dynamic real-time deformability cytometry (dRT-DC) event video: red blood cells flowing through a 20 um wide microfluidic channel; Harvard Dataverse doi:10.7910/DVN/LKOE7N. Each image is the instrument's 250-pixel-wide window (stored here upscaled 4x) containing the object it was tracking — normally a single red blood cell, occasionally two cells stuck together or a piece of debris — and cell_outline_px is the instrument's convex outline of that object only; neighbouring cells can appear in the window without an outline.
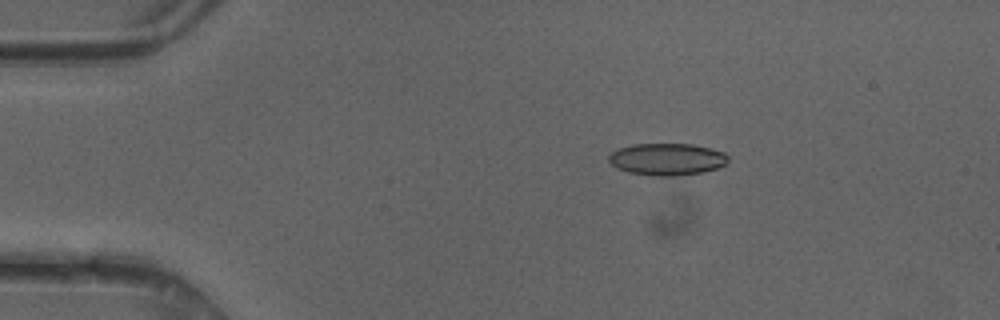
{"species": "common noctule bat (a hibernating species)", "species_latin": "Nyctalus noctula", "temperature_condition": "cold", "stored_images_in_passage": 49, "camera_frame_rate_fps": 3000, "um_per_image_px": 0.085, "animal": {"sex": "female"}, "frame": {"image": 1, "passage_image": 9, "time_ms": 2.667, "image_size_px": [1000, 320], "cell_outline_px": [[728, 160], [724, 164], [716, 168], [704, 172], [672, 176], [660, 176], [628, 172], [616, 168], [608, 160], [608, 156], [612, 152], [620, 148], [632, 144], [692, 144], [724, 152], [728, 156]], "centroid_in_image_um": [56.68, 13.53], "position_along_channel_um": 28.3, "area_um2": 22.08}}
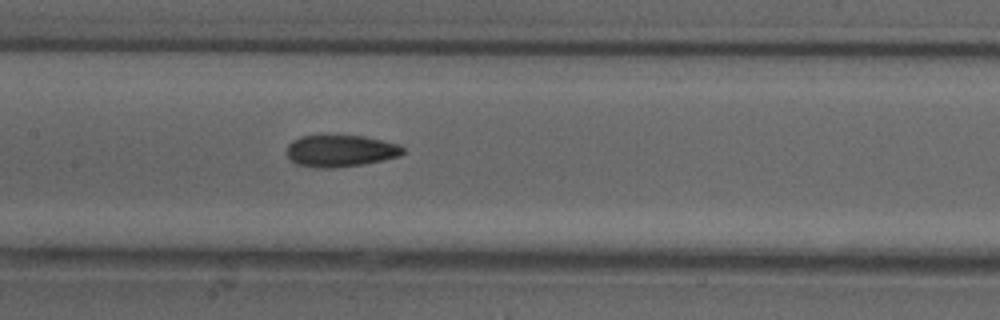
{"frame": {"image": 2, "passage_image": 24, "time_ms": 7.667, "image_size_px": [1000, 320], "cell_outline_px": [[404, 152], [400, 156], [364, 164], [336, 168], [316, 168], [296, 164], [284, 152], [288, 144], [292, 140], [300, 136], [364, 136], [400, 144], [404, 148]], "centroid_in_image_um": [28.92, 12.83], "position_along_channel_um": 178.5, "area_um2": 21.73}}
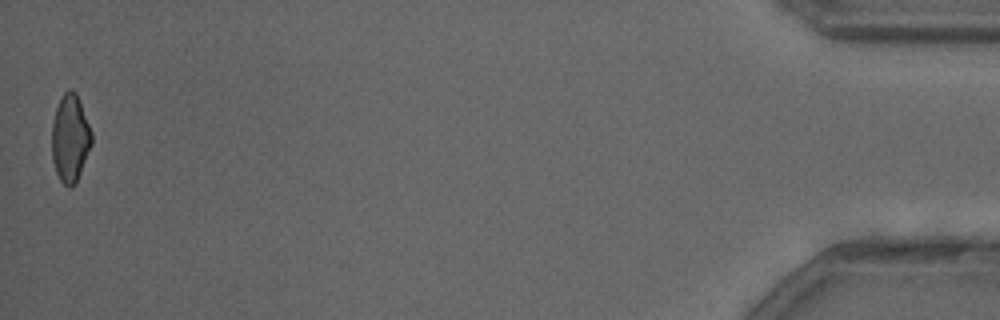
{"frame": {"image": 3, "passage_image": 49, "time_ms": 16.0, "image_size_px": [1000, 320], "cell_outline_px": [[92, 144], [76, 184], [72, 188], [68, 188], [60, 180], [56, 172], [52, 160], [52, 124], [56, 108], [64, 92], [68, 88], [72, 88], [76, 92], [80, 100], [92, 132]], "centroid_in_image_um": [5.97, 11.76], "position_along_channel_um": 429.2, "area_um2": 20.58}, "authors_computed_cell_mechanics": {"area_um2": 21.5594, "velocity_mm_per_s": 4.1963, "shape_relaxation_time_tau1_ms": 8.414, "shape_relaxation_time_tau2_ms": 2.9881, "deformation_change_tau1": 0.1849, "deformation_change_tau2": 0.102}}